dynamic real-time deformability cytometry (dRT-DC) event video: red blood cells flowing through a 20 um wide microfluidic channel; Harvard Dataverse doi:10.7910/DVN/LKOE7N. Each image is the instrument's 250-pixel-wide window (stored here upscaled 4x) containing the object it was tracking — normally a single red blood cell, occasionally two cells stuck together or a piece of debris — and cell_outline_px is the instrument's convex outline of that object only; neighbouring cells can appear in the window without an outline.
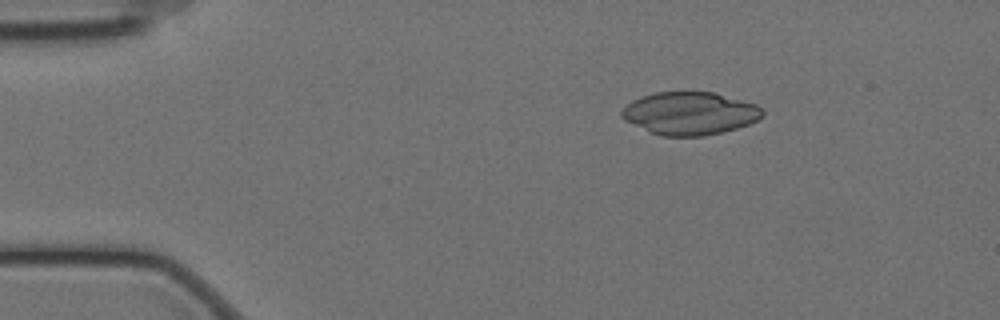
{"species": "Egyptian fruit bat (a non-hibernating species)", "species_latin": "Rousettus aegyptiacus", "temperature_condition": "cold", "stored_images_in_passage": 57, "camera_frame_rate_fps": 3000, "um_per_image_px": 0.085, "animal": {"sex": "female"}, "frame": {"image": 1, "passage_image": 9, "time_ms": 2.667, "image_size_px": [1000, 320], "cell_outline_px": [[764, 116], [748, 124], [736, 128], [704, 136], [660, 136], [624, 120], [620, 116], [620, 112], [632, 100], [656, 92], [712, 92], [756, 104], [764, 108]], "centroid_in_image_um": [58.64, 9.64], "position_along_channel_um": 26.4, "area_um2": 34.91}}